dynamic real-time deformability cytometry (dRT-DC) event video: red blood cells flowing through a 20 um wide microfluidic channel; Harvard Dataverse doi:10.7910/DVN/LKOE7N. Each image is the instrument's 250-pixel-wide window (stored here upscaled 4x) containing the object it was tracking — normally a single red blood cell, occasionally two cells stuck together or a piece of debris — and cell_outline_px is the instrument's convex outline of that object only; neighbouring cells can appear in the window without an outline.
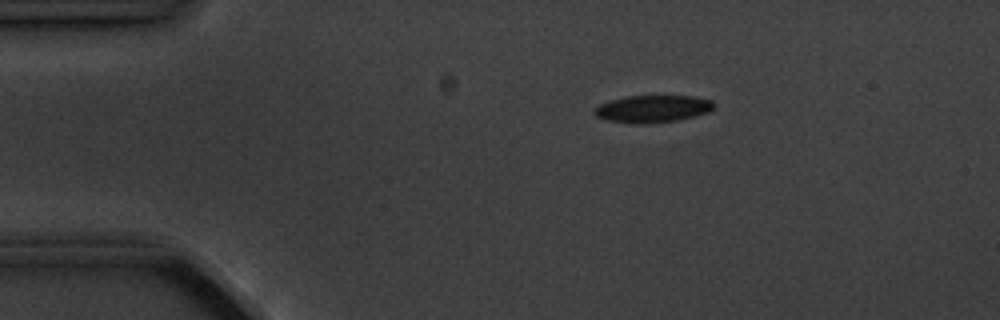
{"species": "common noctule bat (a hibernating species)", "species_latin": "Nyctalus noctula", "temperature_condition": "cold", "stored_images_in_passage": 5, "camera_frame_rate_fps": 3000, "um_per_image_px": 0.085, "animal": {"sex": "male", "body_mass_g": 20.1, "forearm_length_mm": 53.5}, "frame": {"image": 1, "passage_image": 1, "time_ms": 0.0, "image_size_px": [1000, 320], "cell_outline_px": [[716, 104], [708, 112], [676, 120], [644, 124], [636, 124], [604, 120], [596, 116], [596, 108], [600, 104], [612, 100], [628, 96], [692, 96], [712, 100]], "centroid_in_image_um": [55.48, 9.25], "position_along_channel_um": 29.5, "area_um2": 18.73}}
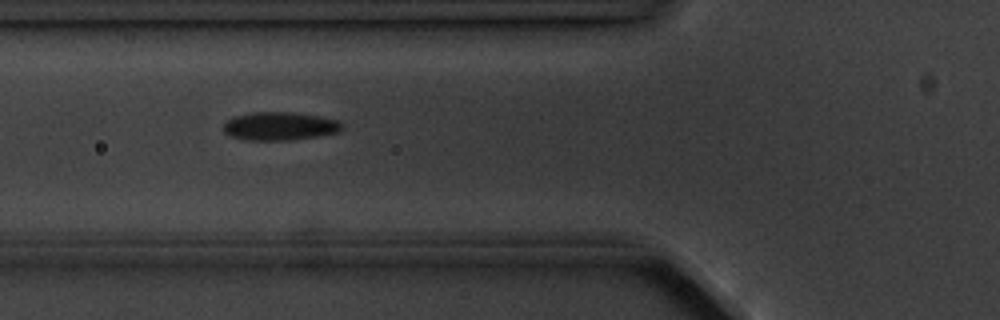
{"frame": {"image": 2, "passage_image": 4, "time_ms": 3.333, "image_size_px": [1000, 320], "cell_outline_px": [[344, 124], [336, 132], [316, 136], [288, 140], [244, 140], [232, 136], [224, 132], [224, 124], [228, 120], [236, 116], [252, 112], [292, 112], [320, 116], [340, 120]], "centroid_in_image_um": [23.78, 10.71], "position_along_channel_um": 102.0, "area_um2": 19.36}}